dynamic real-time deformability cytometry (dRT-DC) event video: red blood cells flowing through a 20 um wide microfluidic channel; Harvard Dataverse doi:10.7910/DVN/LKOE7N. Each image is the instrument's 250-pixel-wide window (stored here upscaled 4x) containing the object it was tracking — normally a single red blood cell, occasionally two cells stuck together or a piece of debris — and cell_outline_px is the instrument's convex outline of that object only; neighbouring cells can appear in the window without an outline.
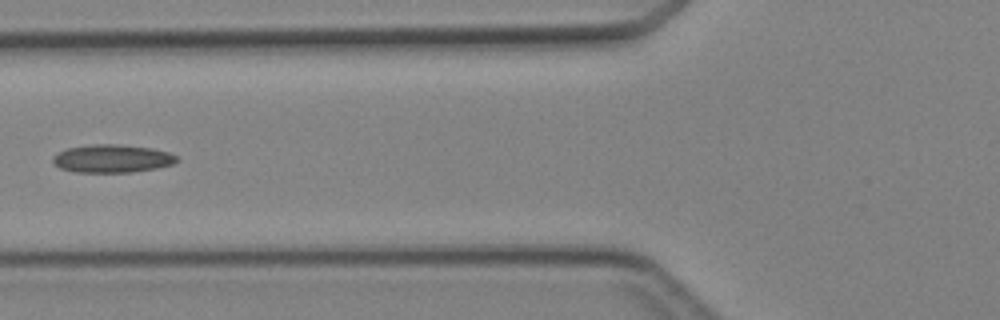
{"species": "Egyptian fruit bat (a non-hibernating species)", "species_latin": "Rousettus aegyptiacus", "temperature_condition": "cold", "stored_images_in_passage": 6, "camera_frame_rate_fps": 3000, "um_per_image_px": 0.085, "animal": {"sex": "female"}, "frame": {"image": 1, "passage_image": 6, "time_ms": 6.0, "image_size_px": [1000, 320], "cell_outline_px": [[180, 160], [172, 164], [156, 168], [132, 172], [76, 172], [60, 168], [52, 160], [52, 156], [68, 148], [92, 144], [116, 144], [152, 148], [168, 152], [176, 156]], "centroid_in_image_um": [9.55, 13.48], "position_along_channel_um": 116.3, "area_um2": 20.11}}